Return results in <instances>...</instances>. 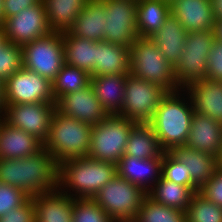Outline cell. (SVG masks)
I'll use <instances>...</instances> for the list:
<instances>
[{
  "label": "cell",
  "instance_id": "1",
  "mask_svg": "<svg viewBox=\"0 0 222 222\" xmlns=\"http://www.w3.org/2000/svg\"><path fill=\"white\" fill-rule=\"evenodd\" d=\"M58 174L59 164L44 147L20 159H0V182L30 197L58 190Z\"/></svg>",
  "mask_w": 222,
  "mask_h": 222
},
{
  "label": "cell",
  "instance_id": "2",
  "mask_svg": "<svg viewBox=\"0 0 222 222\" xmlns=\"http://www.w3.org/2000/svg\"><path fill=\"white\" fill-rule=\"evenodd\" d=\"M183 91L167 92L148 122L165 152L174 146L185 145L190 132L193 105L189 95Z\"/></svg>",
  "mask_w": 222,
  "mask_h": 222
},
{
  "label": "cell",
  "instance_id": "3",
  "mask_svg": "<svg viewBox=\"0 0 222 222\" xmlns=\"http://www.w3.org/2000/svg\"><path fill=\"white\" fill-rule=\"evenodd\" d=\"M116 175V164L89 157L68 159L59 164L58 190L72 198L92 199Z\"/></svg>",
  "mask_w": 222,
  "mask_h": 222
},
{
  "label": "cell",
  "instance_id": "4",
  "mask_svg": "<svg viewBox=\"0 0 222 222\" xmlns=\"http://www.w3.org/2000/svg\"><path fill=\"white\" fill-rule=\"evenodd\" d=\"M92 127L55 110L43 147L51 153L58 164L68 159L87 157Z\"/></svg>",
  "mask_w": 222,
  "mask_h": 222
},
{
  "label": "cell",
  "instance_id": "5",
  "mask_svg": "<svg viewBox=\"0 0 222 222\" xmlns=\"http://www.w3.org/2000/svg\"><path fill=\"white\" fill-rule=\"evenodd\" d=\"M130 74L158 84L167 92L180 90L176 82L174 67L148 37H138L130 46Z\"/></svg>",
  "mask_w": 222,
  "mask_h": 222
},
{
  "label": "cell",
  "instance_id": "6",
  "mask_svg": "<svg viewBox=\"0 0 222 222\" xmlns=\"http://www.w3.org/2000/svg\"><path fill=\"white\" fill-rule=\"evenodd\" d=\"M136 124L118 115H108L92 127L87 157L117 164L124 155L129 133Z\"/></svg>",
  "mask_w": 222,
  "mask_h": 222
},
{
  "label": "cell",
  "instance_id": "7",
  "mask_svg": "<svg viewBox=\"0 0 222 222\" xmlns=\"http://www.w3.org/2000/svg\"><path fill=\"white\" fill-rule=\"evenodd\" d=\"M214 31H189L174 73L182 90L191 83L206 79L208 56L215 42Z\"/></svg>",
  "mask_w": 222,
  "mask_h": 222
},
{
  "label": "cell",
  "instance_id": "8",
  "mask_svg": "<svg viewBox=\"0 0 222 222\" xmlns=\"http://www.w3.org/2000/svg\"><path fill=\"white\" fill-rule=\"evenodd\" d=\"M140 187L116 175L101 187L92 198L111 218H131L139 215L142 200L146 196Z\"/></svg>",
  "mask_w": 222,
  "mask_h": 222
},
{
  "label": "cell",
  "instance_id": "9",
  "mask_svg": "<svg viewBox=\"0 0 222 222\" xmlns=\"http://www.w3.org/2000/svg\"><path fill=\"white\" fill-rule=\"evenodd\" d=\"M166 94L167 91L158 84L129 73L126 76L122 109L117 115L137 123H148L154 117L160 100Z\"/></svg>",
  "mask_w": 222,
  "mask_h": 222
},
{
  "label": "cell",
  "instance_id": "10",
  "mask_svg": "<svg viewBox=\"0 0 222 222\" xmlns=\"http://www.w3.org/2000/svg\"><path fill=\"white\" fill-rule=\"evenodd\" d=\"M62 38V33L51 32L25 44L23 67L52 82L65 63Z\"/></svg>",
  "mask_w": 222,
  "mask_h": 222
},
{
  "label": "cell",
  "instance_id": "11",
  "mask_svg": "<svg viewBox=\"0 0 222 222\" xmlns=\"http://www.w3.org/2000/svg\"><path fill=\"white\" fill-rule=\"evenodd\" d=\"M137 0H105L104 41L127 48L138 38Z\"/></svg>",
  "mask_w": 222,
  "mask_h": 222
},
{
  "label": "cell",
  "instance_id": "12",
  "mask_svg": "<svg viewBox=\"0 0 222 222\" xmlns=\"http://www.w3.org/2000/svg\"><path fill=\"white\" fill-rule=\"evenodd\" d=\"M5 104L56 103L52 83L24 67L4 82Z\"/></svg>",
  "mask_w": 222,
  "mask_h": 222
},
{
  "label": "cell",
  "instance_id": "13",
  "mask_svg": "<svg viewBox=\"0 0 222 222\" xmlns=\"http://www.w3.org/2000/svg\"><path fill=\"white\" fill-rule=\"evenodd\" d=\"M1 27L6 42L14 43L20 47L52 32L47 22L43 1L7 18Z\"/></svg>",
  "mask_w": 222,
  "mask_h": 222
},
{
  "label": "cell",
  "instance_id": "14",
  "mask_svg": "<svg viewBox=\"0 0 222 222\" xmlns=\"http://www.w3.org/2000/svg\"><path fill=\"white\" fill-rule=\"evenodd\" d=\"M55 110L56 103L6 104L2 118L11 126L24 130L44 143Z\"/></svg>",
  "mask_w": 222,
  "mask_h": 222
},
{
  "label": "cell",
  "instance_id": "15",
  "mask_svg": "<svg viewBox=\"0 0 222 222\" xmlns=\"http://www.w3.org/2000/svg\"><path fill=\"white\" fill-rule=\"evenodd\" d=\"M56 110L89 125H97L108 116L92 87L71 92L56 101Z\"/></svg>",
  "mask_w": 222,
  "mask_h": 222
},
{
  "label": "cell",
  "instance_id": "16",
  "mask_svg": "<svg viewBox=\"0 0 222 222\" xmlns=\"http://www.w3.org/2000/svg\"><path fill=\"white\" fill-rule=\"evenodd\" d=\"M171 15L189 31H214L211 0H172Z\"/></svg>",
  "mask_w": 222,
  "mask_h": 222
},
{
  "label": "cell",
  "instance_id": "17",
  "mask_svg": "<svg viewBox=\"0 0 222 222\" xmlns=\"http://www.w3.org/2000/svg\"><path fill=\"white\" fill-rule=\"evenodd\" d=\"M190 97L194 113L222 124V81L199 80L183 89Z\"/></svg>",
  "mask_w": 222,
  "mask_h": 222
},
{
  "label": "cell",
  "instance_id": "18",
  "mask_svg": "<svg viewBox=\"0 0 222 222\" xmlns=\"http://www.w3.org/2000/svg\"><path fill=\"white\" fill-rule=\"evenodd\" d=\"M117 175L148 192L161 178L162 159L123 156L116 164Z\"/></svg>",
  "mask_w": 222,
  "mask_h": 222
},
{
  "label": "cell",
  "instance_id": "19",
  "mask_svg": "<svg viewBox=\"0 0 222 222\" xmlns=\"http://www.w3.org/2000/svg\"><path fill=\"white\" fill-rule=\"evenodd\" d=\"M185 145L218 157L222 149V124L194 113Z\"/></svg>",
  "mask_w": 222,
  "mask_h": 222
},
{
  "label": "cell",
  "instance_id": "20",
  "mask_svg": "<svg viewBox=\"0 0 222 222\" xmlns=\"http://www.w3.org/2000/svg\"><path fill=\"white\" fill-rule=\"evenodd\" d=\"M43 143L0 117V159H20L36 154Z\"/></svg>",
  "mask_w": 222,
  "mask_h": 222
},
{
  "label": "cell",
  "instance_id": "21",
  "mask_svg": "<svg viewBox=\"0 0 222 222\" xmlns=\"http://www.w3.org/2000/svg\"><path fill=\"white\" fill-rule=\"evenodd\" d=\"M35 222H73L74 198L55 190L31 196Z\"/></svg>",
  "mask_w": 222,
  "mask_h": 222
},
{
  "label": "cell",
  "instance_id": "22",
  "mask_svg": "<svg viewBox=\"0 0 222 222\" xmlns=\"http://www.w3.org/2000/svg\"><path fill=\"white\" fill-rule=\"evenodd\" d=\"M169 152L186 165L192 182L199 189L212 178L218 169L217 157L197 151L192 147L174 146Z\"/></svg>",
  "mask_w": 222,
  "mask_h": 222
},
{
  "label": "cell",
  "instance_id": "23",
  "mask_svg": "<svg viewBox=\"0 0 222 222\" xmlns=\"http://www.w3.org/2000/svg\"><path fill=\"white\" fill-rule=\"evenodd\" d=\"M105 15V0H88L68 32L80 38L104 41Z\"/></svg>",
  "mask_w": 222,
  "mask_h": 222
},
{
  "label": "cell",
  "instance_id": "24",
  "mask_svg": "<svg viewBox=\"0 0 222 222\" xmlns=\"http://www.w3.org/2000/svg\"><path fill=\"white\" fill-rule=\"evenodd\" d=\"M187 34L183 26L170 15L160 29L148 38L156 44L159 52L174 67L184 51Z\"/></svg>",
  "mask_w": 222,
  "mask_h": 222
},
{
  "label": "cell",
  "instance_id": "25",
  "mask_svg": "<svg viewBox=\"0 0 222 222\" xmlns=\"http://www.w3.org/2000/svg\"><path fill=\"white\" fill-rule=\"evenodd\" d=\"M127 75L112 74L90 78V86L108 115H117L122 109Z\"/></svg>",
  "mask_w": 222,
  "mask_h": 222
},
{
  "label": "cell",
  "instance_id": "26",
  "mask_svg": "<svg viewBox=\"0 0 222 222\" xmlns=\"http://www.w3.org/2000/svg\"><path fill=\"white\" fill-rule=\"evenodd\" d=\"M96 50L97 64L90 77L130 73V48L101 41Z\"/></svg>",
  "mask_w": 222,
  "mask_h": 222
},
{
  "label": "cell",
  "instance_id": "27",
  "mask_svg": "<svg viewBox=\"0 0 222 222\" xmlns=\"http://www.w3.org/2000/svg\"><path fill=\"white\" fill-rule=\"evenodd\" d=\"M62 36L64 62L91 75L97 64L96 41L71 35L68 31Z\"/></svg>",
  "mask_w": 222,
  "mask_h": 222
},
{
  "label": "cell",
  "instance_id": "28",
  "mask_svg": "<svg viewBox=\"0 0 222 222\" xmlns=\"http://www.w3.org/2000/svg\"><path fill=\"white\" fill-rule=\"evenodd\" d=\"M164 152L153 128L148 123H137L129 133L123 156L139 159H163Z\"/></svg>",
  "mask_w": 222,
  "mask_h": 222
},
{
  "label": "cell",
  "instance_id": "29",
  "mask_svg": "<svg viewBox=\"0 0 222 222\" xmlns=\"http://www.w3.org/2000/svg\"><path fill=\"white\" fill-rule=\"evenodd\" d=\"M136 7L139 37L151 36L171 15L170 2L165 0H137Z\"/></svg>",
  "mask_w": 222,
  "mask_h": 222
},
{
  "label": "cell",
  "instance_id": "30",
  "mask_svg": "<svg viewBox=\"0 0 222 222\" xmlns=\"http://www.w3.org/2000/svg\"><path fill=\"white\" fill-rule=\"evenodd\" d=\"M52 32H67L88 0H42Z\"/></svg>",
  "mask_w": 222,
  "mask_h": 222
},
{
  "label": "cell",
  "instance_id": "31",
  "mask_svg": "<svg viewBox=\"0 0 222 222\" xmlns=\"http://www.w3.org/2000/svg\"><path fill=\"white\" fill-rule=\"evenodd\" d=\"M146 194L158 204L186 212L194 192L189 187L168 181L161 176Z\"/></svg>",
  "mask_w": 222,
  "mask_h": 222
},
{
  "label": "cell",
  "instance_id": "32",
  "mask_svg": "<svg viewBox=\"0 0 222 222\" xmlns=\"http://www.w3.org/2000/svg\"><path fill=\"white\" fill-rule=\"evenodd\" d=\"M90 75L80 68L64 63L52 83L55 102L63 95L80 91L90 85Z\"/></svg>",
  "mask_w": 222,
  "mask_h": 222
},
{
  "label": "cell",
  "instance_id": "33",
  "mask_svg": "<svg viewBox=\"0 0 222 222\" xmlns=\"http://www.w3.org/2000/svg\"><path fill=\"white\" fill-rule=\"evenodd\" d=\"M185 216L186 222H222V207L198 191L192 195Z\"/></svg>",
  "mask_w": 222,
  "mask_h": 222
},
{
  "label": "cell",
  "instance_id": "34",
  "mask_svg": "<svg viewBox=\"0 0 222 222\" xmlns=\"http://www.w3.org/2000/svg\"><path fill=\"white\" fill-rule=\"evenodd\" d=\"M142 222H186L185 212L158 204L147 195L137 216Z\"/></svg>",
  "mask_w": 222,
  "mask_h": 222
},
{
  "label": "cell",
  "instance_id": "35",
  "mask_svg": "<svg viewBox=\"0 0 222 222\" xmlns=\"http://www.w3.org/2000/svg\"><path fill=\"white\" fill-rule=\"evenodd\" d=\"M161 176L171 182L189 187L194 193L200 189L192 182L186 165L169 151L163 153Z\"/></svg>",
  "mask_w": 222,
  "mask_h": 222
},
{
  "label": "cell",
  "instance_id": "36",
  "mask_svg": "<svg viewBox=\"0 0 222 222\" xmlns=\"http://www.w3.org/2000/svg\"><path fill=\"white\" fill-rule=\"evenodd\" d=\"M23 67V48L5 42L0 48V80L6 81Z\"/></svg>",
  "mask_w": 222,
  "mask_h": 222
},
{
  "label": "cell",
  "instance_id": "37",
  "mask_svg": "<svg viewBox=\"0 0 222 222\" xmlns=\"http://www.w3.org/2000/svg\"><path fill=\"white\" fill-rule=\"evenodd\" d=\"M73 222H112V220L93 199L74 198Z\"/></svg>",
  "mask_w": 222,
  "mask_h": 222
},
{
  "label": "cell",
  "instance_id": "38",
  "mask_svg": "<svg viewBox=\"0 0 222 222\" xmlns=\"http://www.w3.org/2000/svg\"><path fill=\"white\" fill-rule=\"evenodd\" d=\"M29 198L25 191L0 182V217L23 205Z\"/></svg>",
  "mask_w": 222,
  "mask_h": 222
},
{
  "label": "cell",
  "instance_id": "39",
  "mask_svg": "<svg viewBox=\"0 0 222 222\" xmlns=\"http://www.w3.org/2000/svg\"><path fill=\"white\" fill-rule=\"evenodd\" d=\"M206 78L212 81H222V42L215 40L208 56Z\"/></svg>",
  "mask_w": 222,
  "mask_h": 222
},
{
  "label": "cell",
  "instance_id": "40",
  "mask_svg": "<svg viewBox=\"0 0 222 222\" xmlns=\"http://www.w3.org/2000/svg\"><path fill=\"white\" fill-rule=\"evenodd\" d=\"M0 222H35V208L31 197L23 205L0 217Z\"/></svg>",
  "mask_w": 222,
  "mask_h": 222
},
{
  "label": "cell",
  "instance_id": "41",
  "mask_svg": "<svg viewBox=\"0 0 222 222\" xmlns=\"http://www.w3.org/2000/svg\"><path fill=\"white\" fill-rule=\"evenodd\" d=\"M209 201L222 207V170L216 173L199 190Z\"/></svg>",
  "mask_w": 222,
  "mask_h": 222
},
{
  "label": "cell",
  "instance_id": "42",
  "mask_svg": "<svg viewBox=\"0 0 222 222\" xmlns=\"http://www.w3.org/2000/svg\"><path fill=\"white\" fill-rule=\"evenodd\" d=\"M41 2L42 0H3L2 19L4 21L20 13L23 9L32 7Z\"/></svg>",
  "mask_w": 222,
  "mask_h": 222
},
{
  "label": "cell",
  "instance_id": "43",
  "mask_svg": "<svg viewBox=\"0 0 222 222\" xmlns=\"http://www.w3.org/2000/svg\"><path fill=\"white\" fill-rule=\"evenodd\" d=\"M215 21L222 20V0H211Z\"/></svg>",
  "mask_w": 222,
  "mask_h": 222
},
{
  "label": "cell",
  "instance_id": "44",
  "mask_svg": "<svg viewBox=\"0 0 222 222\" xmlns=\"http://www.w3.org/2000/svg\"><path fill=\"white\" fill-rule=\"evenodd\" d=\"M5 105L4 81L0 80V117L4 114Z\"/></svg>",
  "mask_w": 222,
  "mask_h": 222
},
{
  "label": "cell",
  "instance_id": "45",
  "mask_svg": "<svg viewBox=\"0 0 222 222\" xmlns=\"http://www.w3.org/2000/svg\"><path fill=\"white\" fill-rule=\"evenodd\" d=\"M215 39L222 42V20H217L214 26Z\"/></svg>",
  "mask_w": 222,
  "mask_h": 222
},
{
  "label": "cell",
  "instance_id": "46",
  "mask_svg": "<svg viewBox=\"0 0 222 222\" xmlns=\"http://www.w3.org/2000/svg\"><path fill=\"white\" fill-rule=\"evenodd\" d=\"M112 222H142L138 217L120 218L112 220Z\"/></svg>",
  "mask_w": 222,
  "mask_h": 222
},
{
  "label": "cell",
  "instance_id": "47",
  "mask_svg": "<svg viewBox=\"0 0 222 222\" xmlns=\"http://www.w3.org/2000/svg\"><path fill=\"white\" fill-rule=\"evenodd\" d=\"M6 39L2 27H0V48L5 44Z\"/></svg>",
  "mask_w": 222,
  "mask_h": 222
},
{
  "label": "cell",
  "instance_id": "48",
  "mask_svg": "<svg viewBox=\"0 0 222 222\" xmlns=\"http://www.w3.org/2000/svg\"><path fill=\"white\" fill-rule=\"evenodd\" d=\"M218 169L222 170V149L219 152V156L217 157Z\"/></svg>",
  "mask_w": 222,
  "mask_h": 222
},
{
  "label": "cell",
  "instance_id": "49",
  "mask_svg": "<svg viewBox=\"0 0 222 222\" xmlns=\"http://www.w3.org/2000/svg\"><path fill=\"white\" fill-rule=\"evenodd\" d=\"M2 4H3V0H0V27L3 25V19H2Z\"/></svg>",
  "mask_w": 222,
  "mask_h": 222
}]
</instances>
